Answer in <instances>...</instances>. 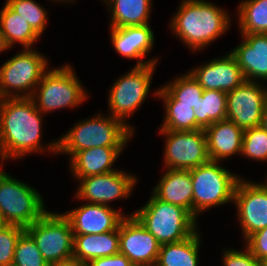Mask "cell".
I'll list each match as a JSON object with an SVG mask.
<instances>
[{"instance_id":"cell-33","label":"cell","mask_w":267,"mask_h":266,"mask_svg":"<svg viewBox=\"0 0 267 266\" xmlns=\"http://www.w3.org/2000/svg\"><path fill=\"white\" fill-rule=\"evenodd\" d=\"M241 155L267 162V132L260 126L244 130Z\"/></svg>"},{"instance_id":"cell-14","label":"cell","mask_w":267,"mask_h":266,"mask_svg":"<svg viewBox=\"0 0 267 266\" xmlns=\"http://www.w3.org/2000/svg\"><path fill=\"white\" fill-rule=\"evenodd\" d=\"M237 218L244 234V241L253 233L267 227V186L240 179L234 199Z\"/></svg>"},{"instance_id":"cell-31","label":"cell","mask_w":267,"mask_h":266,"mask_svg":"<svg viewBox=\"0 0 267 266\" xmlns=\"http://www.w3.org/2000/svg\"><path fill=\"white\" fill-rule=\"evenodd\" d=\"M5 3L15 13L23 17L39 36H42L48 20L47 12L43 6L35 0H6Z\"/></svg>"},{"instance_id":"cell-13","label":"cell","mask_w":267,"mask_h":266,"mask_svg":"<svg viewBox=\"0 0 267 266\" xmlns=\"http://www.w3.org/2000/svg\"><path fill=\"white\" fill-rule=\"evenodd\" d=\"M77 181L80 184L75 193L76 199L110 206V202L115 199L130 197L137 178L125 171L115 170L111 173L87 176Z\"/></svg>"},{"instance_id":"cell-5","label":"cell","mask_w":267,"mask_h":266,"mask_svg":"<svg viewBox=\"0 0 267 266\" xmlns=\"http://www.w3.org/2000/svg\"><path fill=\"white\" fill-rule=\"evenodd\" d=\"M217 161H208L190 169L193 184V216L212 207L233 203L238 181L242 177L231 173Z\"/></svg>"},{"instance_id":"cell-36","label":"cell","mask_w":267,"mask_h":266,"mask_svg":"<svg viewBox=\"0 0 267 266\" xmlns=\"http://www.w3.org/2000/svg\"><path fill=\"white\" fill-rule=\"evenodd\" d=\"M245 243L252 255L267 265V227L251 234Z\"/></svg>"},{"instance_id":"cell-25","label":"cell","mask_w":267,"mask_h":266,"mask_svg":"<svg viewBox=\"0 0 267 266\" xmlns=\"http://www.w3.org/2000/svg\"><path fill=\"white\" fill-rule=\"evenodd\" d=\"M155 94V95H154ZM153 95L164 101V121L160 130L195 131L202 129L195 118V111L190 105L179 104L163 86L158 88Z\"/></svg>"},{"instance_id":"cell-39","label":"cell","mask_w":267,"mask_h":266,"mask_svg":"<svg viewBox=\"0 0 267 266\" xmlns=\"http://www.w3.org/2000/svg\"><path fill=\"white\" fill-rule=\"evenodd\" d=\"M8 49L11 48L8 46L6 39L0 29V53L4 52L5 50L8 51Z\"/></svg>"},{"instance_id":"cell-10","label":"cell","mask_w":267,"mask_h":266,"mask_svg":"<svg viewBox=\"0 0 267 266\" xmlns=\"http://www.w3.org/2000/svg\"><path fill=\"white\" fill-rule=\"evenodd\" d=\"M25 231L33 238L48 265L73 257L74 234L63 213L47 211Z\"/></svg>"},{"instance_id":"cell-27","label":"cell","mask_w":267,"mask_h":266,"mask_svg":"<svg viewBox=\"0 0 267 266\" xmlns=\"http://www.w3.org/2000/svg\"><path fill=\"white\" fill-rule=\"evenodd\" d=\"M0 29L11 48L15 43H19L22 48L31 49L40 37L30 24L6 3L0 11Z\"/></svg>"},{"instance_id":"cell-15","label":"cell","mask_w":267,"mask_h":266,"mask_svg":"<svg viewBox=\"0 0 267 266\" xmlns=\"http://www.w3.org/2000/svg\"><path fill=\"white\" fill-rule=\"evenodd\" d=\"M119 252L131 263L155 266L161 244L134 216H125L119 226Z\"/></svg>"},{"instance_id":"cell-35","label":"cell","mask_w":267,"mask_h":266,"mask_svg":"<svg viewBox=\"0 0 267 266\" xmlns=\"http://www.w3.org/2000/svg\"><path fill=\"white\" fill-rule=\"evenodd\" d=\"M223 266H266L263 262L256 259L245 247L244 251L226 249L222 255Z\"/></svg>"},{"instance_id":"cell-23","label":"cell","mask_w":267,"mask_h":266,"mask_svg":"<svg viewBox=\"0 0 267 266\" xmlns=\"http://www.w3.org/2000/svg\"><path fill=\"white\" fill-rule=\"evenodd\" d=\"M120 242L118 228L101 234L74 235L73 257L83 263L119 253Z\"/></svg>"},{"instance_id":"cell-1","label":"cell","mask_w":267,"mask_h":266,"mask_svg":"<svg viewBox=\"0 0 267 266\" xmlns=\"http://www.w3.org/2000/svg\"><path fill=\"white\" fill-rule=\"evenodd\" d=\"M43 116L31 98L0 99L1 165L6 159H22L36 152L58 154L57 141L42 144Z\"/></svg>"},{"instance_id":"cell-24","label":"cell","mask_w":267,"mask_h":266,"mask_svg":"<svg viewBox=\"0 0 267 266\" xmlns=\"http://www.w3.org/2000/svg\"><path fill=\"white\" fill-rule=\"evenodd\" d=\"M111 14L110 28L150 24L152 0H102Z\"/></svg>"},{"instance_id":"cell-6","label":"cell","mask_w":267,"mask_h":266,"mask_svg":"<svg viewBox=\"0 0 267 266\" xmlns=\"http://www.w3.org/2000/svg\"><path fill=\"white\" fill-rule=\"evenodd\" d=\"M70 64L45 72L31 99L44 115L58 109L78 107L89 96Z\"/></svg>"},{"instance_id":"cell-41","label":"cell","mask_w":267,"mask_h":266,"mask_svg":"<svg viewBox=\"0 0 267 266\" xmlns=\"http://www.w3.org/2000/svg\"><path fill=\"white\" fill-rule=\"evenodd\" d=\"M6 225H7V223L4 221V219L1 215V212H0V230Z\"/></svg>"},{"instance_id":"cell-4","label":"cell","mask_w":267,"mask_h":266,"mask_svg":"<svg viewBox=\"0 0 267 266\" xmlns=\"http://www.w3.org/2000/svg\"><path fill=\"white\" fill-rule=\"evenodd\" d=\"M133 215L161 245L182 241L198 231V220L188 210L164 202L153 193Z\"/></svg>"},{"instance_id":"cell-2","label":"cell","mask_w":267,"mask_h":266,"mask_svg":"<svg viewBox=\"0 0 267 266\" xmlns=\"http://www.w3.org/2000/svg\"><path fill=\"white\" fill-rule=\"evenodd\" d=\"M180 3L169 28L193 51H200L209 46L229 30L230 15L213 2L182 0Z\"/></svg>"},{"instance_id":"cell-34","label":"cell","mask_w":267,"mask_h":266,"mask_svg":"<svg viewBox=\"0 0 267 266\" xmlns=\"http://www.w3.org/2000/svg\"><path fill=\"white\" fill-rule=\"evenodd\" d=\"M24 231V227L14 224L0 230V266H12L17 241Z\"/></svg>"},{"instance_id":"cell-29","label":"cell","mask_w":267,"mask_h":266,"mask_svg":"<svg viewBox=\"0 0 267 266\" xmlns=\"http://www.w3.org/2000/svg\"><path fill=\"white\" fill-rule=\"evenodd\" d=\"M237 9L241 34H267V0H245Z\"/></svg>"},{"instance_id":"cell-32","label":"cell","mask_w":267,"mask_h":266,"mask_svg":"<svg viewBox=\"0 0 267 266\" xmlns=\"http://www.w3.org/2000/svg\"><path fill=\"white\" fill-rule=\"evenodd\" d=\"M12 266H49L33 238L26 231L17 241Z\"/></svg>"},{"instance_id":"cell-28","label":"cell","mask_w":267,"mask_h":266,"mask_svg":"<svg viewBox=\"0 0 267 266\" xmlns=\"http://www.w3.org/2000/svg\"><path fill=\"white\" fill-rule=\"evenodd\" d=\"M196 123L205 129L214 122L226 120L227 93L220 90H204L201 100L193 107Z\"/></svg>"},{"instance_id":"cell-8","label":"cell","mask_w":267,"mask_h":266,"mask_svg":"<svg viewBox=\"0 0 267 266\" xmlns=\"http://www.w3.org/2000/svg\"><path fill=\"white\" fill-rule=\"evenodd\" d=\"M0 165V212L7 224L24 228L38 221L46 212L39 191L13 178Z\"/></svg>"},{"instance_id":"cell-40","label":"cell","mask_w":267,"mask_h":266,"mask_svg":"<svg viewBox=\"0 0 267 266\" xmlns=\"http://www.w3.org/2000/svg\"><path fill=\"white\" fill-rule=\"evenodd\" d=\"M259 126L267 132V105L264 109V112L262 113V118Z\"/></svg>"},{"instance_id":"cell-21","label":"cell","mask_w":267,"mask_h":266,"mask_svg":"<svg viewBox=\"0 0 267 266\" xmlns=\"http://www.w3.org/2000/svg\"><path fill=\"white\" fill-rule=\"evenodd\" d=\"M124 147H96L76 152L70 160V170L76 180L81 178L111 173L118 168H113Z\"/></svg>"},{"instance_id":"cell-11","label":"cell","mask_w":267,"mask_h":266,"mask_svg":"<svg viewBox=\"0 0 267 266\" xmlns=\"http://www.w3.org/2000/svg\"><path fill=\"white\" fill-rule=\"evenodd\" d=\"M166 136L164 167L190 170L210 161L204 129L195 131L160 130Z\"/></svg>"},{"instance_id":"cell-38","label":"cell","mask_w":267,"mask_h":266,"mask_svg":"<svg viewBox=\"0 0 267 266\" xmlns=\"http://www.w3.org/2000/svg\"><path fill=\"white\" fill-rule=\"evenodd\" d=\"M49 266H86V264L79 261L75 257H71L69 259L61 260L59 262L53 263Z\"/></svg>"},{"instance_id":"cell-17","label":"cell","mask_w":267,"mask_h":266,"mask_svg":"<svg viewBox=\"0 0 267 266\" xmlns=\"http://www.w3.org/2000/svg\"><path fill=\"white\" fill-rule=\"evenodd\" d=\"M189 73L204 90H220L228 93L245 81L241 68L231 52L199 67L196 66L189 70Z\"/></svg>"},{"instance_id":"cell-37","label":"cell","mask_w":267,"mask_h":266,"mask_svg":"<svg viewBox=\"0 0 267 266\" xmlns=\"http://www.w3.org/2000/svg\"><path fill=\"white\" fill-rule=\"evenodd\" d=\"M131 261L122 253L108 257L95 258L86 263V266H130Z\"/></svg>"},{"instance_id":"cell-26","label":"cell","mask_w":267,"mask_h":266,"mask_svg":"<svg viewBox=\"0 0 267 266\" xmlns=\"http://www.w3.org/2000/svg\"><path fill=\"white\" fill-rule=\"evenodd\" d=\"M200 244L199 230L182 241L162 244L155 266H198Z\"/></svg>"},{"instance_id":"cell-16","label":"cell","mask_w":267,"mask_h":266,"mask_svg":"<svg viewBox=\"0 0 267 266\" xmlns=\"http://www.w3.org/2000/svg\"><path fill=\"white\" fill-rule=\"evenodd\" d=\"M70 221L74 235L101 234L118 228L125 216L122 211L113 206L100 204H83L73 210L63 213Z\"/></svg>"},{"instance_id":"cell-19","label":"cell","mask_w":267,"mask_h":266,"mask_svg":"<svg viewBox=\"0 0 267 266\" xmlns=\"http://www.w3.org/2000/svg\"><path fill=\"white\" fill-rule=\"evenodd\" d=\"M242 42L230 51L246 81L267 82V34H241Z\"/></svg>"},{"instance_id":"cell-3","label":"cell","mask_w":267,"mask_h":266,"mask_svg":"<svg viewBox=\"0 0 267 266\" xmlns=\"http://www.w3.org/2000/svg\"><path fill=\"white\" fill-rule=\"evenodd\" d=\"M107 116V117H106ZM99 112L81 120L57 140V153L68 154L98 147H126L134 132L121 120Z\"/></svg>"},{"instance_id":"cell-43","label":"cell","mask_w":267,"mask_h":266,"mask_svg":"<svg viewBox=\"0 0 267 266\" xmlns=\"http://www.w3.org/2000/svg\"><path fill=\"white\" fill-rule=\"evenodd\" d=\"M130 266H148V265L131 263Z\"/></svg>"},{"instance_id":"cell-12","label":"cell","mask_w":267,"mask_h":266,"mask_svg":"<svg viewBox=\"0 0 267 266\" xmlns=\"http://www.w3.org/2000/svg\"><path fill=\"white\" fill-rule=\"evenodd\" d=\"M267 105V87L262 82L244 81L227 93L226 119L242 130L258 127Z\"/></svg>"},{"instance_id":"cell-18","label":"cell","mask_w":267,"mask_h":266,"mask_svg":"<svg viewBox=\"0 0 267 266\" xmlns=\"http://www.w3.org/2000/svg\"><path fill=\"white\" fill-rule=\"evenodd\" d=\"M154 33L149 24L110 28V38L114 50L121 56L137 59L134 66L157 64L158 58L143 60L153 48Z\"/></svg>"},{"instance_id":"cell-20","label":"cell","mask_w":267,"mask_h":266,"mask_svg":"<svg viewBox=\"0 0 267 266\" xmlns=\"http://www.w3.org/2000/svg\"><path fill=\"white\" fill-rule=\"evenodd\" d=\"M210 161L221 162L240 155L244 130L229 120L214 122L204 129Z\"/></svg>"},{"instance_id":"cell-42","label":"cell","mask_w":267,"mask_h":266,"mask_svg":"<svg viewBox=\"0 0 267 266\" xmlns=\"http://www.w3.org/2000/svg\"><path fill=\"white\" fill-rule=\"evenodd\" d=\"M51 1H55V3H56V1H57V3H59L60 1H61V3L63 2H67V3H72V2H74V1H76V0H51Z\"/></svg>"},{"instance_id":"cell-9","label":"cell","mask_w":267,"mask_h":266,"mask_svg":"<svg viewBox=\"0 0 267 266\" xmlns=\"http://www.w3.org/2000/svg\"><path fill=\"white\" fill-rule=\"evenodd\" d=\"M156 65L153 63L132 67L124 76L116 79L109 89L108 114L121 120L133 132L134 127L125 120H128L148 97Z\"/></svg>"},{"instance_id":"cell-7","label":"cell","mask_w":267,"mask_h":266,"mask_svg":"<svg viewBox=\"0 0 267 266\" xmlns=\"http://www.w3.org/2000/svg\"><path fill=\"white\" fill-rule=\"evenodd\" d=\"M47 69L48 60L33 47L17 52L0 66V99L31 98Z\"/></svg>"},{"instance_id":"cell-30","label":"cell","mask_w":267,"mask_h":266,"mask_svg":"<svg viewBox=\"0 0 267 266\" xmlns=\"http://www.w3.org/2000/svg\"><path fill=\"white\" fill-rule=\"evenodd\" d=\"M177 77L163 87L179 101V104L190 105L193 108L201 100L204 89L189 72Z\"/></svg>"},{"instance_id":"cell-22","label":"cell","mask_w":267,"mask_h":266,"mask_svg":"<svg viewBox=\"0 0 267 266\" xmlns=\"http://www.w3.org/2000/svg\"><path fill=\"white\" fill-rule=\"evenodd\" d=\"M152 193L158 199L181 206L193 215V184L190 170L166 169Z\"/></svg>"}]
</instances>
